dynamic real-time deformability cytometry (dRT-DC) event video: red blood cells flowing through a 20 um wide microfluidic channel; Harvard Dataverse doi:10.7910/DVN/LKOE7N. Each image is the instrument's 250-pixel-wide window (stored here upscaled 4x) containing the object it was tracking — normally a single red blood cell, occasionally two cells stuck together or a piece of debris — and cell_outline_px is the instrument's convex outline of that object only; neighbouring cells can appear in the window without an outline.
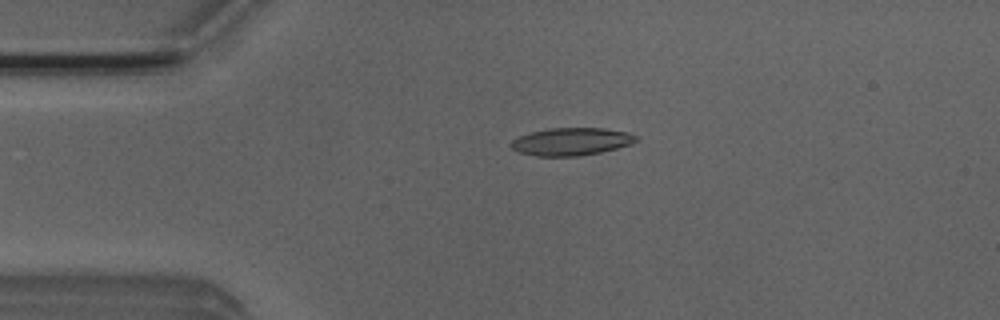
{"species": "Egyptian fruit bat (a non-hibernating species)", "species_latin": "Rousettus aegyptiacus", "temperature_condition": "room temperature", "stored_images_in_passage": 5, "camera_frame_rate_fps": 3000, "um_per_image_px": 0.085, "animal": {"sex": "male"}, "frame": {"image": 1, "passage_image": 4, "time_ms": 1.0, "image_size_px": [1000, 320], "cell_outline_px": [[636, 140], [632, 144], [600, 152], [576, 156], [536, 156], [520, 152], [512, 148], [512, 140], [520, 136], [532, 132], [548, 128], [604, 128], [628, 132], [636, 136]], "centroid_in_image_um": [48.57, 12.03], "position_along_channel_um": 36.4, "area_um2": 19.88}}